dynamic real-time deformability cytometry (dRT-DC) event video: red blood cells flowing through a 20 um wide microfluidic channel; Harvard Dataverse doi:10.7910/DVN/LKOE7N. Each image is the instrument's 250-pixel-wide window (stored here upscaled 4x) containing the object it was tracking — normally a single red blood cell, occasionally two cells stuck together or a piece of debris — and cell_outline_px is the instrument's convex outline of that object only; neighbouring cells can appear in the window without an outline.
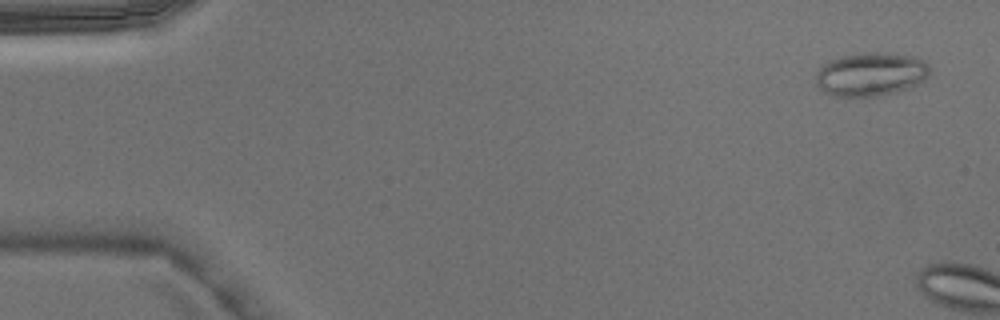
{"species": "Egyptian fruit bat (a non-hibernating species)", "species_latin": "Rousettus aegyptiacus", "temperature_condition": "warm", "stored_images_in_passage": 2, "camera_frame_rate_fps": 3000, "um_per_image_px": 0.085, "animal": {"sex": "male"}, "frame": {"image": 1, "passage_image": 1, "time_ms": 0.0, "image_size_px": [1000, 320], "cell_outline_px": [[932, 72], [928, 76], [896, 92], [880, 96], [832, 96], [824, 92], [816, 84], [816, 72], [820, 64], [828, 60], [844, 56], [864, 52], [892, 52], [912, 56], [924, 60], [928, 64]], "centroid_in_image_um": [73.97, 6.28], "position_along_channel_um": 11.0, "area_um2": 29.07}}